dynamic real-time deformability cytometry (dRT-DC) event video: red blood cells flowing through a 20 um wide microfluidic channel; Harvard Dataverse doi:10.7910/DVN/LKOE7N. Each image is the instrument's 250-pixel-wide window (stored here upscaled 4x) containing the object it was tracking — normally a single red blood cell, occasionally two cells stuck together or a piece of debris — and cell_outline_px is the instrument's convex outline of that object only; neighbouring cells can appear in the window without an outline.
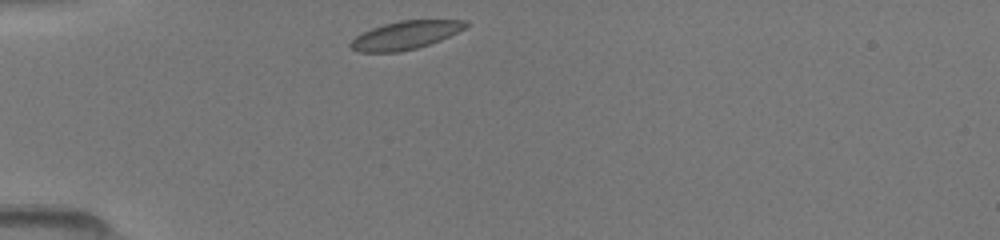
{"species": "common noctule bat (a hibernating species)", "species_latin": "Nyctalus noctula", "temperature_condition": "room temperature", "stored_images_in_passage": 36, "camera_frame_rate_fps": 3000, "um_per_image_px": 0.085, "animal": {"sex": "female", "body_mass_g": 19.5, "forearm_length_mm": 54.1}, "frame": {"image": 1, "passage_image": 1, "time_ms": 0.0, "image_size_px": [1000, 240], "cell_outline_px": [[468, 24], [464, 28], [440, 40], [416, 48], [400, 52], [360, 52], [352, 48], [348, 44], [356, 36], [372, 28], [384, 24], [400, 20], [468, 20]], "centroid_in_image_um": [34.44, 2.99], "position_along_channel_um": 50.6, "area_um2": 18.67}}
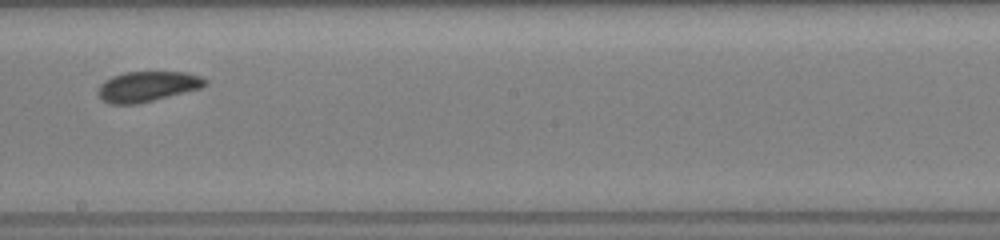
{"frame": {"image": 2, "passage_image": 16, "time_ms": 5.0, "image_size_px": [1000, 240], "cell_outline_px": [[208, 84], [200, 88], [136, 104], [108, 104], [96, 92], [100, 84], [104, 80], [112, 76], [124, 72], [184, 72], [200, 76], [208, 80]], "centroid_in_image_um": [12.5, 7.34], "position_along_channel_um": 235.7, "area_um2": 18.79}}
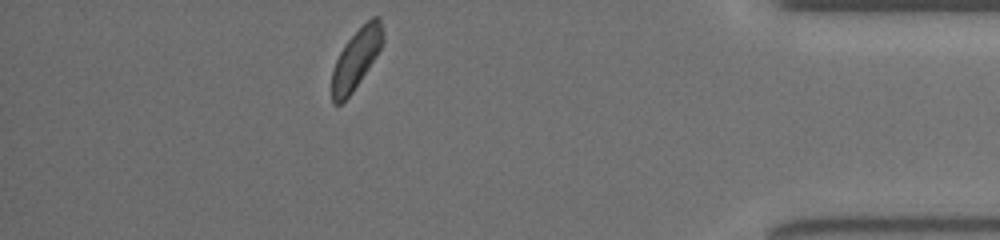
{"frame": {"image": 3, "passage_image": 31, "time_ms": 10.0, "image_size_px": [1000, 240], "cell_outline_px": [[384, 40], [376, 56], [352, 92], [340, 104], [332, 104], [332, 68], [344, 44], [372, 16], [380, 16], [384, 36]], "centroid_in_image_um": [30.27, 4.99], "position_along_channel_um": 404.9, "area_um2": 17.51}}